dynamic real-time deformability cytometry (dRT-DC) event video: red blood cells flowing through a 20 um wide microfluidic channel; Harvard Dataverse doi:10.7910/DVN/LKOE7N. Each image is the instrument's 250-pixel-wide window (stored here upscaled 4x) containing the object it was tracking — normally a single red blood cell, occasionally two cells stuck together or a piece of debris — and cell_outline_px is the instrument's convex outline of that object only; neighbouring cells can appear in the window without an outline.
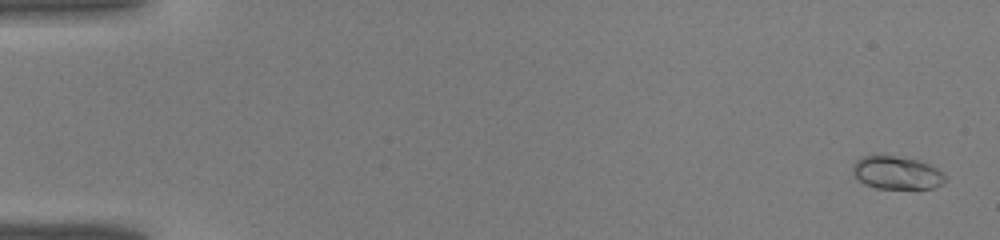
{"species": "common noctule bat (a hibernating species)", "species_latin": "Nyctalus noctula", "temperature_condition": "warm", "stored_images_in_passage": 43, "camera_frame_rate_fps": 3000, "um_per_image_px": 0.085, "animal": {"sex": "male", "body_mass_g": 19.0, "forearm_length_mm": 50.8}, "frame": {"image": 1, "passage_image": 2, "time_ms": 0.333, "image_size_px": [1000, 240], "cell_outline_px": [[948, 180], [932, 188], [876, 188], [864, 184], [852, 176], [852, 164], [856, 160], [864, 156], [896, 156], [916, 160], [928, 164], [944, 172], [948, 176]], "centroid_in_image_um": [76.21, 14.69], "position_along_channel_um": 8.8, "area_um2": 17.86}}
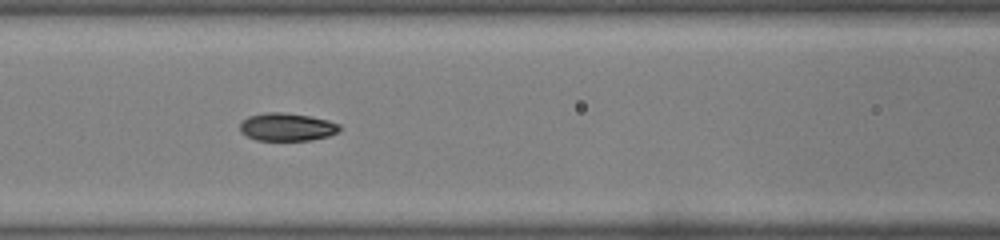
{"frame": {"image": 2, "passage_image": 20, "time_ms": 6.333, "image_size_px": [1000, 240], "cell_outline_px": [[340, 132], [328, 136], [312, 140], [256, 140], [240, 132], [240, 124], [248, 116], [268, 112], [284, 112], [308, 116], [328, 120], [340, 124]], "centroid_in_image_um": [24.41, 10.79], "position_along_channel_um": 142.2, "area_um2": 16.18}}
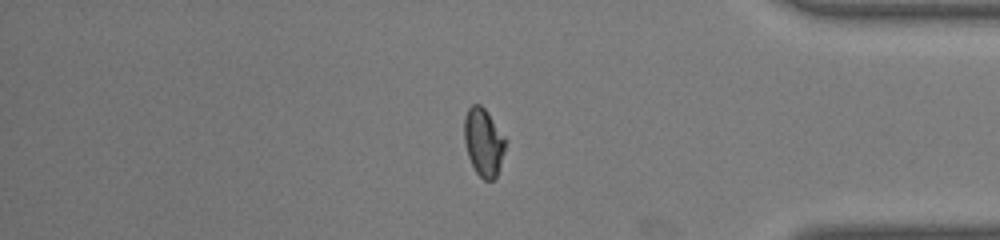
{"frame": {"image": 3, "passage_image": 37, "time_ms": 12.0, "image_size_px": [1000, 240], "cell_outline_px": [[508, 140], [496, 176], [492, 180], [484, 180], [476, 172], [468, 156], [464, 140], [464, 116], [468, 108], [472, 104], [480, 104], [484, 108]], "centroid_in_image_um": [41.1, 12.06], "position_along_channel_um": 394.1, "area_um2": 16.3}}